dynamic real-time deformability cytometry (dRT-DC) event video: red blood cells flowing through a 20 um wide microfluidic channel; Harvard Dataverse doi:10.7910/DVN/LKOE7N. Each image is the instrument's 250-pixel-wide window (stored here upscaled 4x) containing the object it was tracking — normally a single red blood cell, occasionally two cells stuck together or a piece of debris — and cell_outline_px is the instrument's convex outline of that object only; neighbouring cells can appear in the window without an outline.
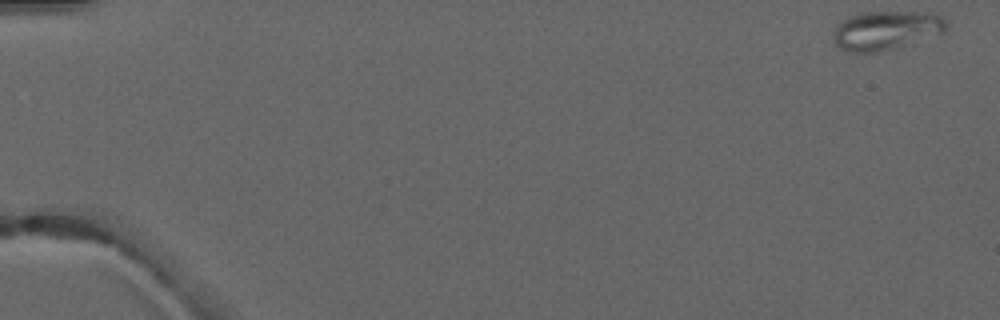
{"species": "common noctule bat (a hibernating species)", "species_latin": "Nyctalus noctula", "temperature_condition": "warm", "stored_images_in_passage": 6, "camera_frame_rate_fps": 3000, "um_per_image_px": 0.085, "animal": {"sex": "male", "forearm_length_mm": 52.5}, "frame": {"image": 1, "passage_image": 1, "time_ms": 0.0, "image_size_px": [1000, 320], "cell_outline_px": [[948, 24], [944, 32], [880, 52], [848, 52], [840, 48], [836, 44], [832, 36], [836, 28], [848, 16], [864, 12], [932, 12], [940, 16]], "centroid_in_image_um": [75.3, 2.57], "position_along_channel_um": 9.7, "area_um2": 25.32}}
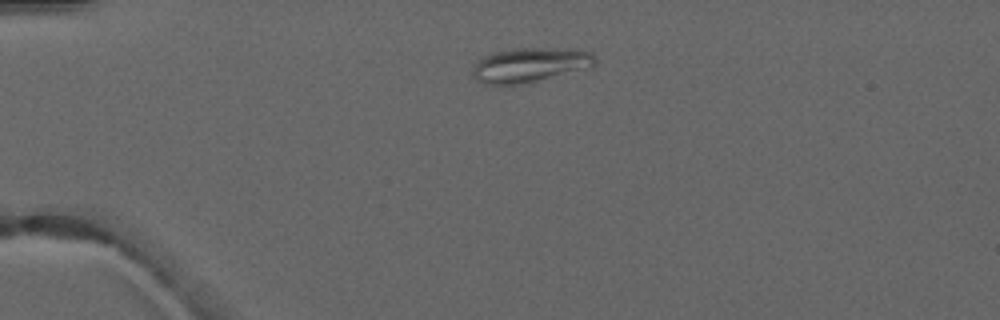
{"frame": {"image": 2, "passage_image": 4, "time_ms": 3.667, "image_size_px": [1000, 320], "cell_outline_px": [[596, 64], [592, 68], [520, 84], [484, 84], [476, 80], [472, 72], [476, 64], [484, 56], [492, 52], [512, 48], [572, 48], [592, 52], [596, 56]], "centroid_in_image_um": [45.12, 5.5], "position_along_channel_um": 39.9, "area_um2": 24.85}}